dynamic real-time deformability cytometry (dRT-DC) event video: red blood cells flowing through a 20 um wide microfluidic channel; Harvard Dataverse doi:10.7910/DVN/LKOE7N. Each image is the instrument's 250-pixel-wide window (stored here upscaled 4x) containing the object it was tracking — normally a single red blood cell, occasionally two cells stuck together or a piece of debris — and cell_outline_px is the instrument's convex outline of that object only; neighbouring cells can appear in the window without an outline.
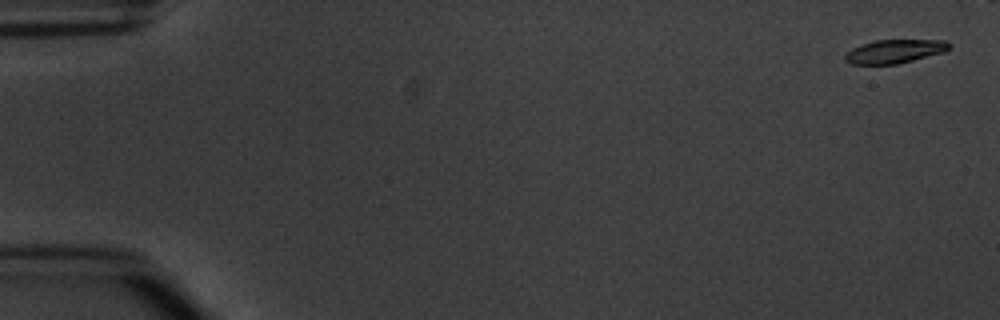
{"species": "common noctule bat (a hibernating species)", "species_latin": "Nyctalus noctula", "temperature_condition": "warm", "stored_images_in_passage": 7, "camera_frame_rate_fps": 3000, "um_per_image_px": 0.085, "animal": {"sex": "male", "body_mass_g": 20.1, "forearm_length_mm": 53.5}, "frame": {"image": 1, "passage_image": 1, "time_ms": 0.0, "image_size_px": [1000, 320], "cell_outline_px": [[952, 48], [944, 52], [896, 64], [852, 64], [844, 60], [844, 56], [852, 48], [860, 44], [876, 40], [948, 40], [952, 44]], "centroid_in_image_um": [76.08, 4.35], "position_along_channel_um": 8.9, "area_um2": 14.39}}
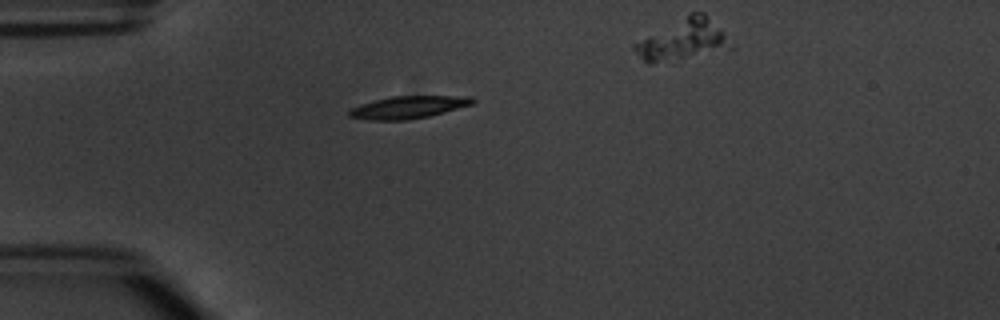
{"frame": {"image": 2, "passage_image": 5, "time_ms": 4.667, "image_size_px": [1000, 320], "cell_outline_px": [[476, 100], [472, 104], [444, 112], [428, 116], [408, 120], [372, 120], [348, 116], [348, 112], [352, 108], [376, 100], [392, 96], [472, 96]], "centroid_in_image_um": [34.75, 9.11], "position_along_channel_um": 50.3, "area_um2": 15.84}}